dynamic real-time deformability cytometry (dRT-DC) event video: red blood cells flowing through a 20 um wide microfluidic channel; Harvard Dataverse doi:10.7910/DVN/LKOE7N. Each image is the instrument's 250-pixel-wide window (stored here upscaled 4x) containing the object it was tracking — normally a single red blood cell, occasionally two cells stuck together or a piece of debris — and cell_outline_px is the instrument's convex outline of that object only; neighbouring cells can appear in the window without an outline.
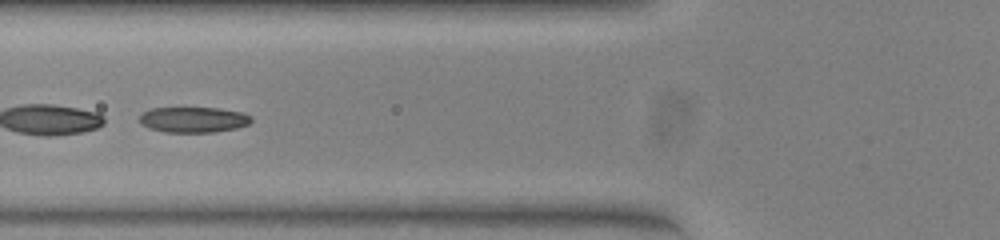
{"species": "common noctule bat (a hibernating species)", "species_latin": "Nyctalus noctula", "temperature_condition": "warm", "stored_images_in_passage": 53, "segment_of_instrument_passage": [2, 2], "camera_frame_rate_fps": 3000, "um_per_image_px": 0.085, "animal": {"sex": "female", "body_mass_g": 23.0, "forearm_length_mm": 53.4}, "frame": {"image": 1, "passage_image": 21, "time_ms": 6.667, "image_size_px": [1000, 240], "cell_outline_px": [[252, 120], [248, 124], [236, 128], [212, 132], [164, 132], [148, 128], [140, 124], [140, 116], [144, 112], [152, 108], [220, 108], [244, 112], [252, 116]], "centroid_in_image_um": [16.46, 10.17], "position_along_channel_um": 109.3, "area_um2": 16.7}}